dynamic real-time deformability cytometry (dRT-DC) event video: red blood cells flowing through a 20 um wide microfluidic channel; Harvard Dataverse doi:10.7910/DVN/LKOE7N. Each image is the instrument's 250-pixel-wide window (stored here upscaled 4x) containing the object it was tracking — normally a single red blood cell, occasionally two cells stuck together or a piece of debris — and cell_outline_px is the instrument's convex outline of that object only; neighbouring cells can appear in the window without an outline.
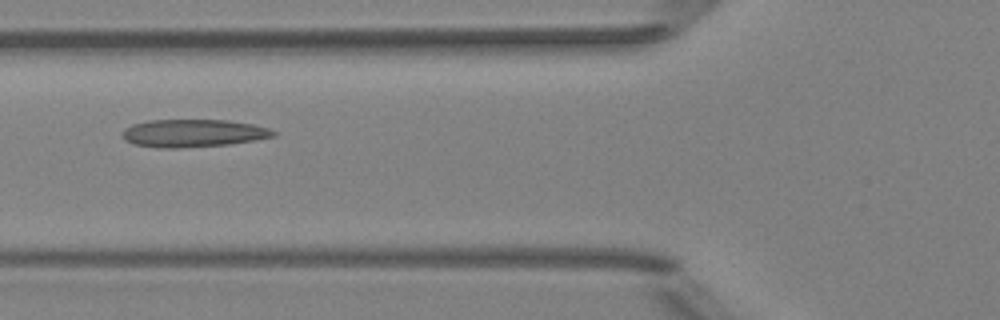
{"species": "Egyptian fruit bat (a non-hibernating species)", "species_latin": "Rousettus aegyptiacus", "temperature_condition": "room temperature", "stored_images_in_passage": 8, "camera_frame_rate_fps": 3000, "um_per_image_px": 0.085, "animal": {"sex": "female"}, "frame": {"image": 1, "passage_image": 5, "time_ms": 4.333, "image_size_px": [1000, 320], "cell_outline_px": [[276, 136], [256, 140], [228, 144], [180, 148], [160, 148], [132, 144], [124, 140], [120, 132], [124, 128], [132, 124], [148, 120], [228, 120], [252, 124], [268, 128], [276, 132]], "centroid_in_image_um": [16.37, 11.32], "position_along_channel_um": 109.4, "area_um2": 24.62}}
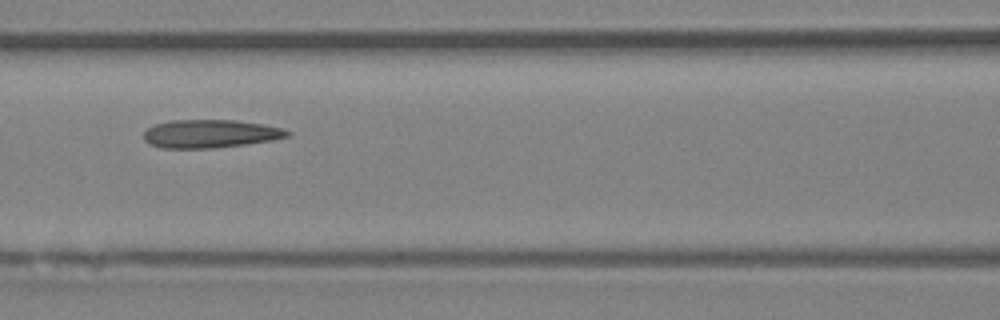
{"frame": {"image": 2, "passage_image": 6, "time_ms": 5.333, "image_size_px": [1000, 320], "cell_outline_px": [[292, 136], [272, 140], [244, 144], [212, 148], [164, 148], [148, 144], [144, 140], [144, 132], [148, 128], [156, 124], [172, 120], [236, 120], [284, 128], [292, 132]], "centroid_in_image_um": [17.89, 11.37], "position_along_channel_um": 148.7, "area_um2": 23.58}}
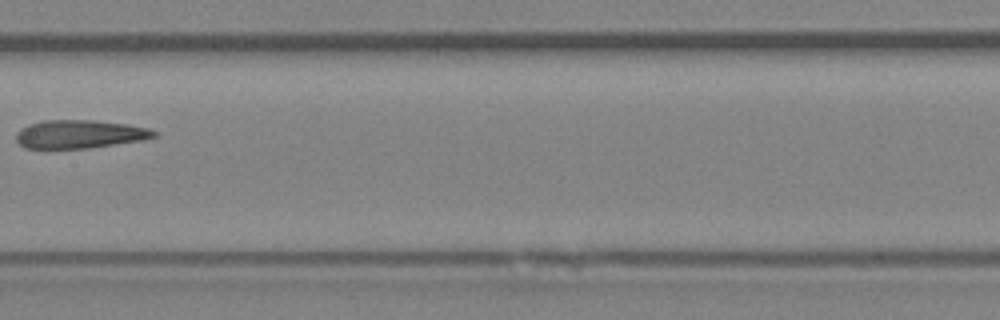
{"frame": {"image": 3, "passage_image": 7, "time_ms": 6.667, "image_size_px": [1000, 320], "cell_outline_px": [[156, 136], [144, 140], [88, 148], [24, 148], [16, 140], [16, 132], [20, 128], [28, 124], [44, 120], [92, 120], [128, 124], [148, 128], [156, 132]], "centroid_in_image_um": [6.75, 11.4], "position_along_channel_um": 200.7, "area_um2": 22.77}}